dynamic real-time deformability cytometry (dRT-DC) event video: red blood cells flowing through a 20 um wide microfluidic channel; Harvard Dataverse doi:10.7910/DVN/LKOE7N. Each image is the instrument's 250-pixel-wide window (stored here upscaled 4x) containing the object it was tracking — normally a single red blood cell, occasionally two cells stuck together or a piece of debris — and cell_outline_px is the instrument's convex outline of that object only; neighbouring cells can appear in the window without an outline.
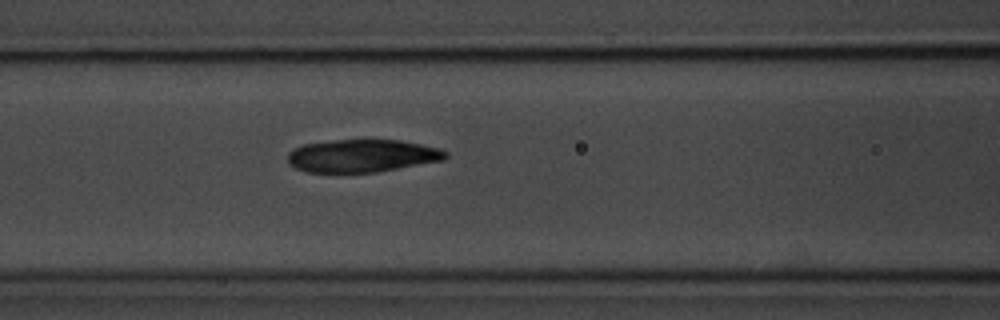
{"species": "common noctule bat (a hibernating species)", "species_latin": "Nyctalus noctula", "temperature_condition": "room temperature", "stored_images_in_passage": 39, "camera_frame_rate_fps": 3000, "um_per_image_px": 0.085, "animal": {"sex": "male", "body_mass_g": 20.1, "forearm_length_mm": 53.5}, "frame": {"image": 1, "passage_image": 6, "time_ms": 1.667, "image_size_px": [1000, 320], "cell_outline_px": [[448, 156], [444, 160], [376, 172], [308, 172], [296, 168], [288, 164], [288, 152], [292, 148], [304, 144], [332, 140], [400, 140], [440, 148], [448, 152]], "centroid_in_image_um": [30.77, 13.24], "position_along_channel_um": 135.8, "area_um2": 30.17}}
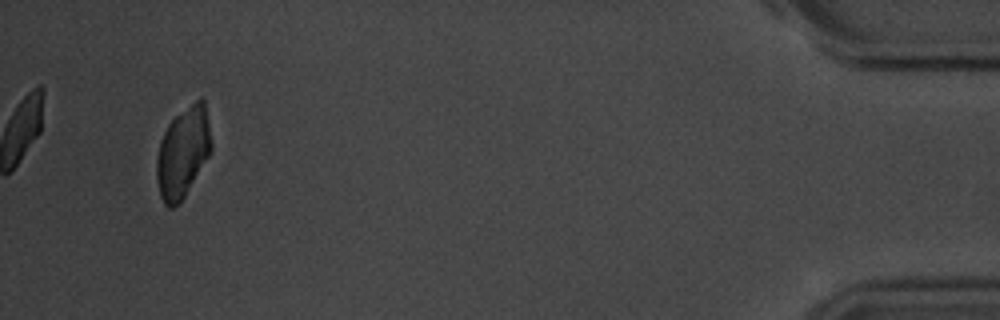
{"frame": {"image": 2, "passage_image": 36, "time_ms": 11.667, "image_size_px": [1000, 320], "cell_outline_px": [[212, 152], [184, 196], [172, 208], [168, 208], [164, 204], [160, 196], [156, 180], [156, 160], [160, 140], [168, 124], [176, 116], [200, 96], [204, 100], [212, 144]], "centroid_in_image_um": [15.54, 12.96], "position_along_channel_um": 419.7, "area_um2": 28.73}}